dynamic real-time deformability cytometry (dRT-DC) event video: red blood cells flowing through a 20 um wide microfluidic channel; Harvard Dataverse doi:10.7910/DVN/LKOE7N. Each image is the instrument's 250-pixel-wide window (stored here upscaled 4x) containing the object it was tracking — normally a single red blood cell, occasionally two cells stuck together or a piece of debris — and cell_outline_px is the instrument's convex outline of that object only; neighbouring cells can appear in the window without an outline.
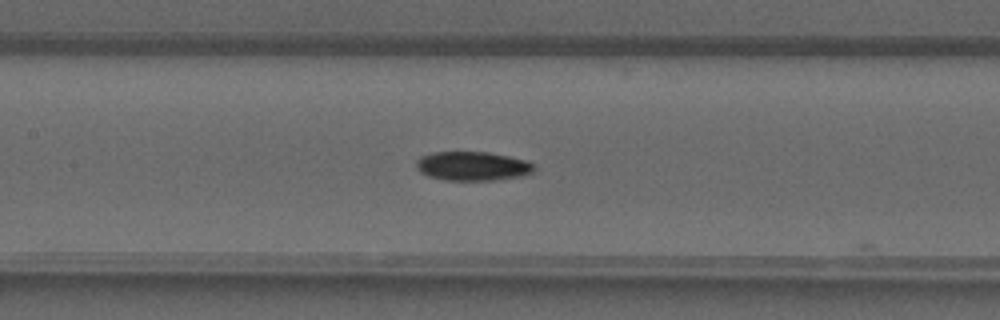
{"species": "common noctule bat (a hibernating species)", "species_latin": "Nyctalus noctula", "temperature_condition": "warm", "stored_images_in_passage": 11, "camera_frame_rate_fps": 3000, "um_per_image_px": 0.085, "animal": {"sex": "male", "forearm_length_mm": 52.5}, "frame": {"image": 1, "passage_image": 7, "time_ms": 2.0, "image_size_px": [1000, 320], "cell_outline_px": [[536, 168], [532, 172], [524, 176], [492, 180], [444, 180], [428, 176], [420, 172], [416, 168], [416, 160], [420, 156], [432, 152], [488, 152], [528, 160], [536, 164]], "centroid_in_image_um": [40.18, 14.11], "position_along_channel_um": 167.2, "area_um2": 20.23}}
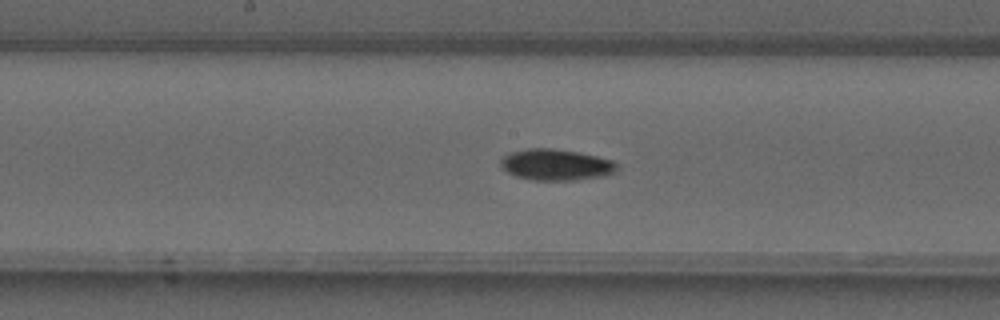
{"frame": {"image": 2, "passage_image": 9, "time_ms": 2.667, "image_size_px": [1000, 320], "cell_outline_px": [[616, 172], [604, 176], [576, 180], [532, 180], [516, 176], [508, 172], [500, 164], [500, 160], [508, 152], [528, 148], [552, 148], [576, 152], [596, 156], [612, 160], [616, 164]], "centroid_in_image_um": [47.24, 14.0], "position_along_channel_um": 201.0, "area_um2": 21.1}}